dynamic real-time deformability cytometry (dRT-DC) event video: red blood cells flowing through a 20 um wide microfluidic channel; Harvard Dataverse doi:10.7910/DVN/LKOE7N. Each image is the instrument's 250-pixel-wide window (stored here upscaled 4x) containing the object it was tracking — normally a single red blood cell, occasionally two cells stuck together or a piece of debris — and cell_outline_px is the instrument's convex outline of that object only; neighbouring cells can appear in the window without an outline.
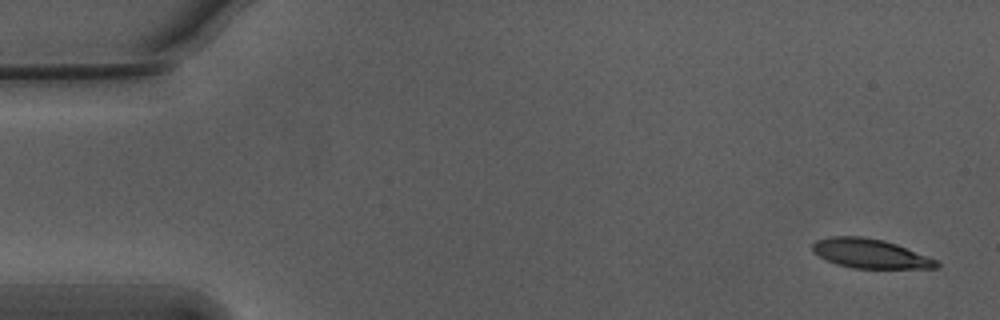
{"species": "Egyptian fruit bat (a non-hibernating species)", "species_latin": "Rousettus aegyptiacus", "temperature_condition": "warm", "stored_images_in_passage": 44, "camera_frame_rate_fps": 3000, "um_per_image_px": 0.085, "animal": {"sex": "male"}, "frame": {"image": 1, "passage_image": 1, "time_ms": 0.0, "image_size_px": [1000, 320], "cell_outline_px": [[940, 264], [936, 268], [852, 268], [836, 264], [812, 252], [812, 244], [816, 240], [828, 236], [860, 236], [884, 240], [896, 244], [936, 260]], "centroid_in_image_um": [73.91, 21.54], "position_along_channel_um": 11.1, "area_um2": 20.98}}
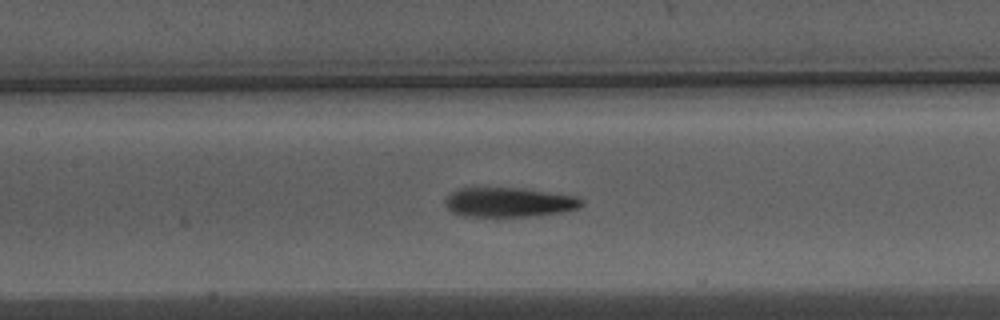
{"frame": {"image": 2, "passage_image": 24, "time_ms": 7.667, "image_size_px": [1000, 320], "cell_outline_px": [[584, 204], [580, 208], [560, 212], [536, 216], [464, 216], [452, 212], [444, 204], [444, 200], [452, 192], [460, 188], [520, 188], [576, 196], [584, 200]], "centroid_in_image_um": [43.28, 17.19], "position_along_channel_um": 164.1, "area_um2": 23.41}}
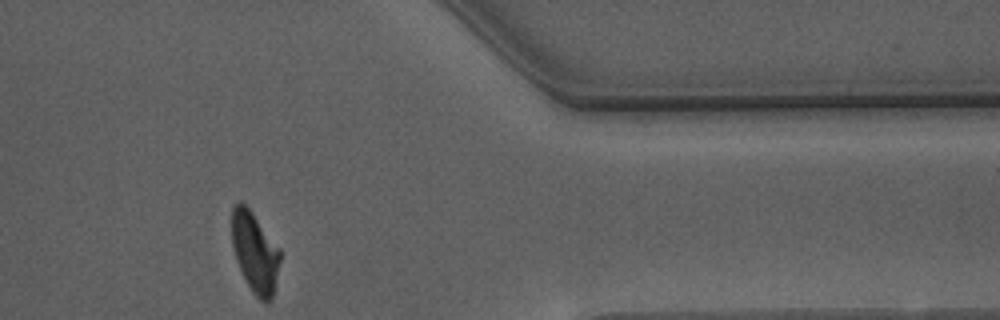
{"frame": {"image": 3, "passage_image": 44, "time_ms": 14.333, "image_size_px": [1000, 320], "cell_outline_px": [[280, 260], [272, 296], [268, 304], [264, 304], [252, 292], [236, 260], [232, 248], [232, 208], [240, 200], [252, 212], [280, 248]], "centroid_in_image_um": [21.66, 21.45], "position_along_channel_um": 389.7, "area_um2": 22.43}, "authors_computed_cell_mechanics": {"area_um2": 23.3223, "velocity_mm_per_s": 3.7305, "shape_relaxation_time_tau1_ms": 3.7248, "shape_relaxation_time_tau2_ms": 2.4897, "deformation_change_tau1": 0.1978, "deformation_change_tau2": 0.0894}}